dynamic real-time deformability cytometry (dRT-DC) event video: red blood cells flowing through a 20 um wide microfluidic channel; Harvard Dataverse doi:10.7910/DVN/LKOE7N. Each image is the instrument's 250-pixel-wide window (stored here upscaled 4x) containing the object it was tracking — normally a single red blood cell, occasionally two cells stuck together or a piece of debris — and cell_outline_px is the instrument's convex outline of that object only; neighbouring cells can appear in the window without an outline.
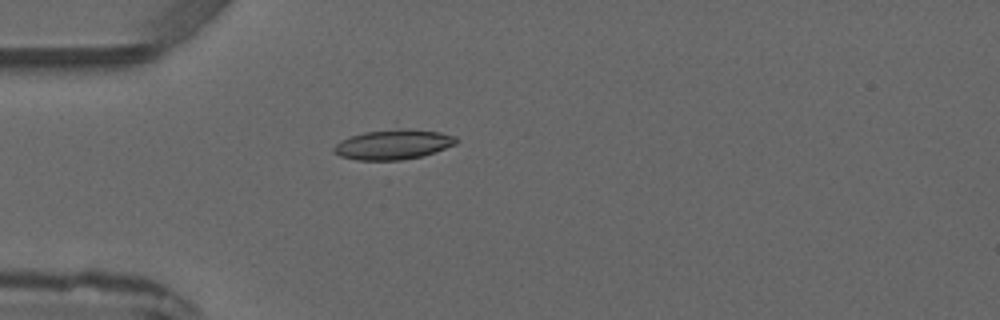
{"species": "common noctule bat (a hibernating species)", "species_latin": "Nyctalus noctula", "temperature_condition": "warm", "stored_images_in_passage": 3, "camera_frame_rate_fps": 3000, "um_per_image_px": 0.085, "animal": {"sex": "male", "forearm_length_mm": 52.5}, "frame": {"image": 1, "passage_image": 3, "time_ms": 2.333, "image_size_px": [1000, 320], "cell_outline_px": [[460, 140], [456, 144], [420, 156], [400, 160], [356, 160], [340, 156], [332, 152], [332, 148], [336, 144], [352, 136], [396, 120], [456, 136]], "centroid_in_image_um": [33.47, 12.13], "position_along_channel_um": 51.5, "area_um2": 23.41}}